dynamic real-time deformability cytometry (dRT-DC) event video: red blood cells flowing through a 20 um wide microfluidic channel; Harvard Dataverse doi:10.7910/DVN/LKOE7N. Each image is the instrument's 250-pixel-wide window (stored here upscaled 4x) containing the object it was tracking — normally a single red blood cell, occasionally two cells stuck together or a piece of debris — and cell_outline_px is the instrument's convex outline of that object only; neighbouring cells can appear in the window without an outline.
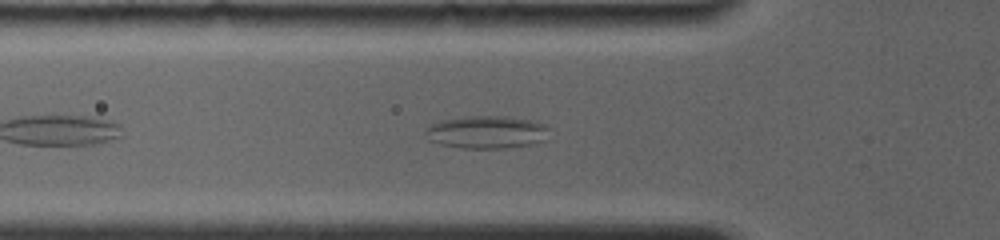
{"species": "common noctule bat (a hibernating species)", "species_latin": "Nyctalus noctula", "temperature_condition": "room temperature", "stored_images_in_passage": 43, "camera_frame_rate_fps": 4000, "um_per_image_px": 0.085, "animal": {"sex": "female", "body_mass_g": 19.0, "forearm_length_mm": 56.7}, "frame": {"image": 1, "passage_image": 7, "time_ms": 1.75, "image_size_px": [1000, 240], "cell_outline_px": [[548, 128], [544, 140], [532, 144], [504, 148], [460, 148], [440, 144], [428, 140], [424, 132], [424, 128], [428, 124], [440, 120], [464, 116], [508, 116], [532, 120], [544, 124]], "centroid_in_image_um": [41.29, 11.22], "position_along_channel_um": 84.5, "area_um2": 23.87}}
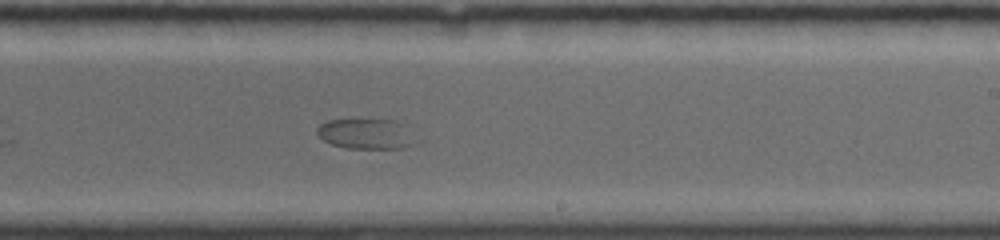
{"frame": {"image": 2, "passage_image": 22, "time_ms": 6.5, "image_size_px": [1000, 240], "cell_outline_px": [[412, 144], [404, 148], [348, 148], [332, 144], [324, 140], [316, 132], [316, 128], [320, 124], [328, 120], [352, 116], [400, 120], [408, 124]], "centroid_in_image_um": [31.08, 11.29], "position_along_channel_um": 257.9, "area_um2": 18.26}}
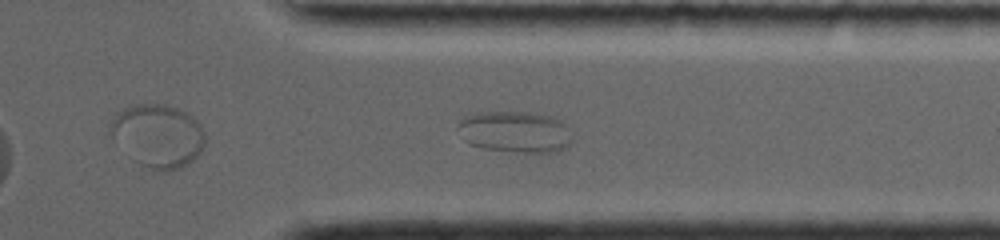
{"frame": {"image": 3, "passage_image": 31, "time_ms": 9.5, "image_size_px": [1000, 240], "cell_outline_px": [[572, 140], [564, 148], [556, 152], [524, 152], [484, 148], [472, 144], [464, 140], [460, 124], [460, 120], [464, 116], [480, 112], [528, 112], [548, 116], [564, 120]], "centroid_in_image_um": [43.83, 11.19], "position_along_channel_um": 367.6, "area_um2": 27.11}}